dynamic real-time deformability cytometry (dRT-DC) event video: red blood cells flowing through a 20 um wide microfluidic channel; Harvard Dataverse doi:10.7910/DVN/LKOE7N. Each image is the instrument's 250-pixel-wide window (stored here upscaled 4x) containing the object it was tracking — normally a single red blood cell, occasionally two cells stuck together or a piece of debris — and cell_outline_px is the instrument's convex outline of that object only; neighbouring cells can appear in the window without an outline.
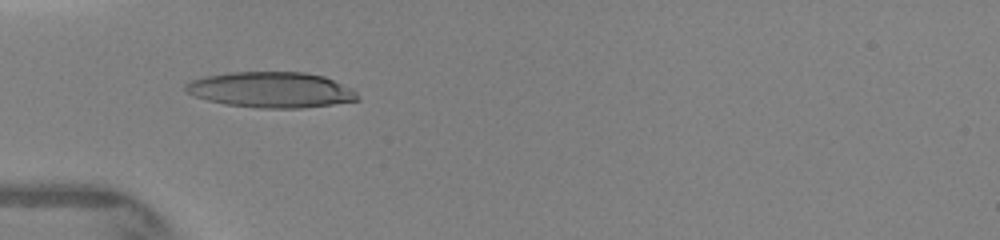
{"species": "human", "species_latin": "Homo sapiens", "temperature_condition": "warm", "stored_images_in_passage": 7, "camera_frame_rate_fps": 3000, "um_per_image_px": 0.085, "donor": {"sex": "female"}, "frame": {"image": 1, "passage_image": 6, "time_ms": 4.333, "image_size_px": [1000, 240], "cell_outline_px": [[360, 100], [304, 108], [260, 108], [224, 104], [192, 96], [184, 92], [184, 84], [192, 80], [204, 76], [228, 72], [304, 72], [324, 76], [352, 88], [360, 96]], "centroid_in_image_um": [23.02, 7.63], "position_along_channel_um": 62.0, "area_um2": 36.07}}